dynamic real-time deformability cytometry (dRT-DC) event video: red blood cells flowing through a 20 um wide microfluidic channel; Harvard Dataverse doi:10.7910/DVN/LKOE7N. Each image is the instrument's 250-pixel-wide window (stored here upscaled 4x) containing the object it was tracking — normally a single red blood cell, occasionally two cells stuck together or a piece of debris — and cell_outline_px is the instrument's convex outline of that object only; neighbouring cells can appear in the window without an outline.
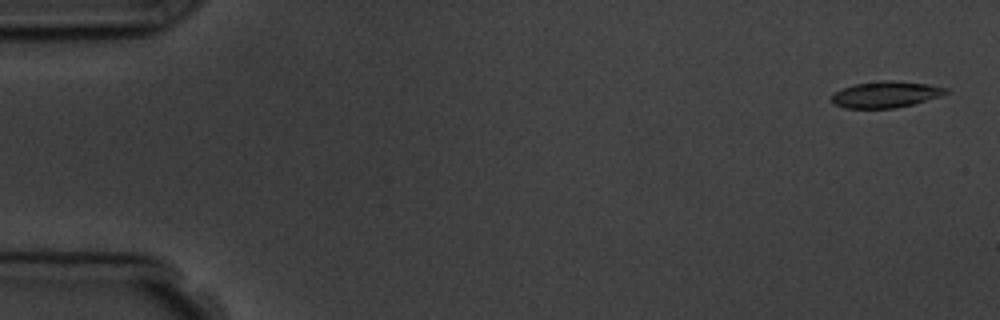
{"species": "common noctule bat (a hibernating species)", "species_latin": "Nyctalus noctula", "temperature_condition": "room temperature", "stored_images_in_passage": 5, "camera_frame_rate_fps": 3000, "um_per_image_px": 0.085, "animal": {"sex": "male", "body_mass_g": 19.5, "forearm_length_mm": 54.6}, "frame": {"image": 1, "passage_image": 1, "time_ms": 0.0, "image_size_px": [1000, 320], "cell_outline_px": [[948, 92], [940, 96], [912, 104], [896, 108], [844, 108], [832, 104], [832, 96], [836, 92], [844, 88], [856, 84], [880, 80], [892, 80], [928, 84], [948, 88]], "centroid_in_image_um": [75.29, 8.03], "position_along_channel_um": 9.7, "area_um2": 17.4}}
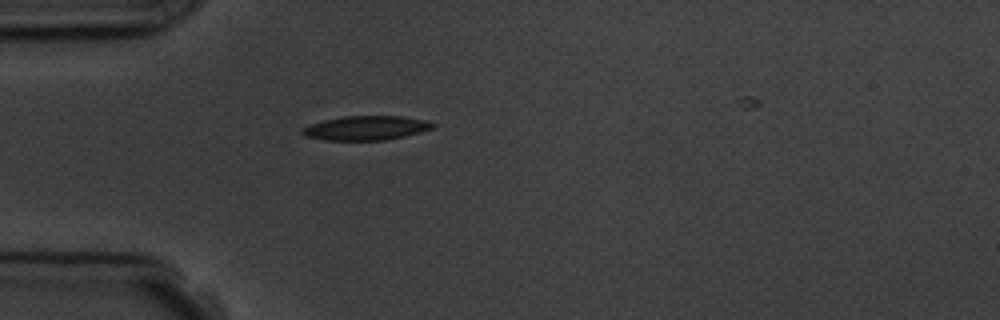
{"frame": {"image": 2, "passage_image": 5, "time_ms": 4.667, "image_size_px": [1000, 320], "cell_outline_px": [[436, 124], [432, 128], [420, 132], [388, 140], [324, 140], [304, 136], [300, 132], [300, 128], [324, 120], [344, 116], [400, 116], [424, 120]], "centroid_in_image_um": [31.07, 10.88], "position_along_channel_um": 53.9, "area_um2": 18.38}}